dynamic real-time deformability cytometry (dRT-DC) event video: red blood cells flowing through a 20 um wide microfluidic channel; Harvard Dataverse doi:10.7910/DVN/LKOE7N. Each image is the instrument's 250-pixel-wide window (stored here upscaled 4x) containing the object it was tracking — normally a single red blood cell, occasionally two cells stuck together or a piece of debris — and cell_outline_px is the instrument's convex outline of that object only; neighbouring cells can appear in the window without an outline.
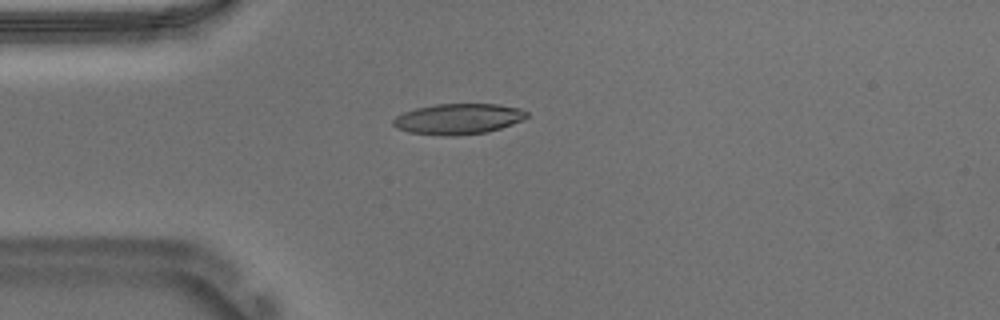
{"species": "Egyptian fruit bat (a non-hibernating species)", "species_latin": "Rousettus aegyptiacus", "temperature_condition": "warm", "stored_images_in_passage": 41, "camera_frame_rate_fps": 3000, "um_per_image_px": 0.085, "animal": {"sex": "male"}, "frame": {"image": 1, "passage_image": 1, "time_ms": 0.0, "image_size_px": [1000, 320], "cell_outline_px": [[528, 116], [512, 124], [488, 132], [452, 136], [444, 136], [408, 132], [396, 128], [392, 124], [392, 120], [396, 116], [404, 112], [416, 108], [436, 104], [496, 104], [520, 108], [528, 112]], "centroid_in_image_um": [38.92, 10.11], "position_along_channel_um": 46.1, "area_um2": 23.87}}
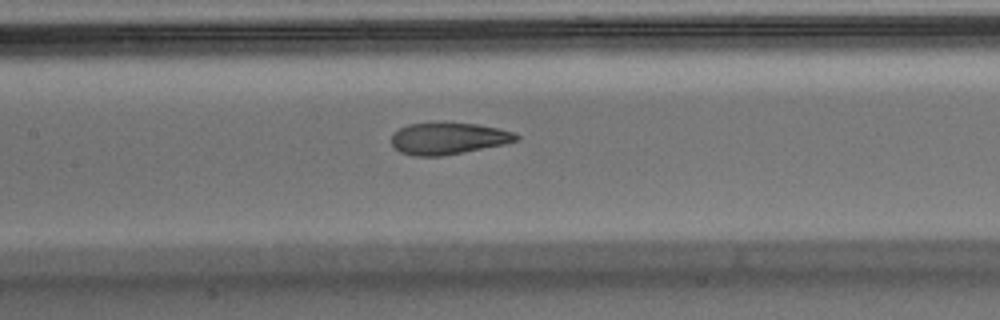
{"frame": {"image": 2, "passage_image": 12, "time_ms": 3.667, "image_size_px": [1000, 320], "cell_outline_px": [[520, 140], [504, 144], [440, 156], [416, 156], [400, 152], [392, 144], [392, 132], [408, 124], [440, 120], [444, 120], [480, 124], [500, 128], [512, 132], [520, 136]], "centroid_in_image_um": [38.1, 11.71], "position_along_channel_um": 169.3, "area_um2": 23.76}}
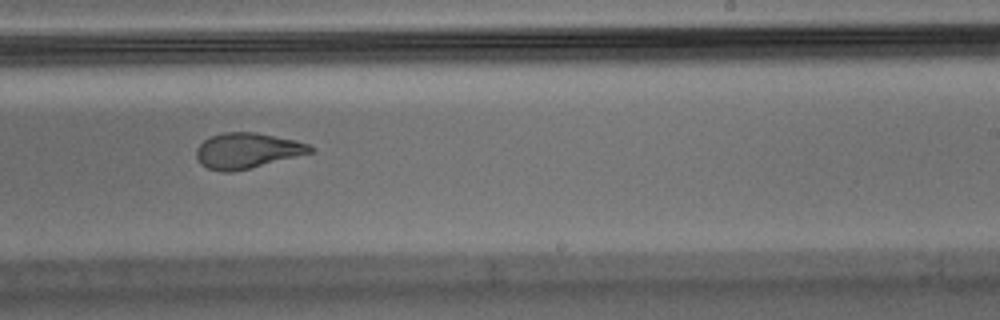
{"frame": {"image": 3, "passage_image": 20, "time_ms": 6.333, "image_size_px": [1000, 320], "cell_outline_px": [[316, 148], [312, 152], [232, 172], [224, 172], [208, 168], [200, 164], [196, 156], [196, 148], [204, 140], [212, 136], [224, 132], [256, 132], [296, 140], [308, 144]], "centroid_in_image_um": [20.99, 12.79], "position_along_channel_um": 268.0, "area_um2": 23.29}, "authors_computed_cell_mechanics": {"area_um2": 24.1604, "velocity_mm_per_s": 3.7154, "shape_relaxation_time_tau1_ms": 7.9743, "shape_relaxation_time_tau2_ms": 1.3844, "deformation_change_tau1": 0.2521, "deformation_change_tau2": 0.0781}}